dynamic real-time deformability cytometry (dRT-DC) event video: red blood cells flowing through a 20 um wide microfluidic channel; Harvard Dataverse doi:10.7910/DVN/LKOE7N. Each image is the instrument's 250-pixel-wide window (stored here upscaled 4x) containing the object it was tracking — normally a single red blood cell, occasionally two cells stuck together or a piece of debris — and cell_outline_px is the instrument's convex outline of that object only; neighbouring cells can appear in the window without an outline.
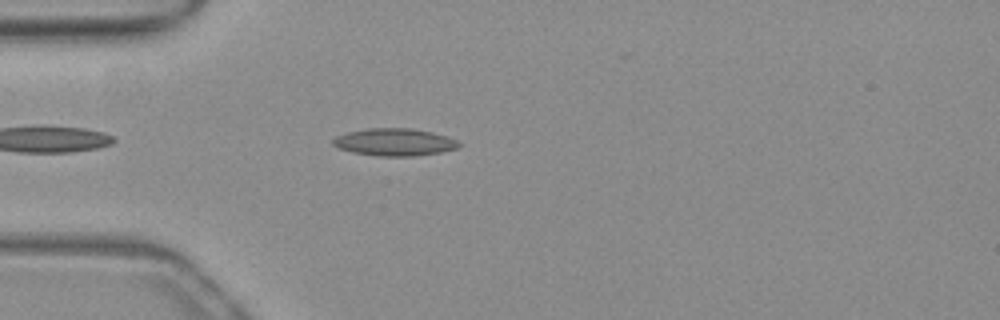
{"species": "common noctule bat (a hibernating species)", "species_latin": "Nyctalus noctula", "temperature_condition": "warm", "stored_images_in_passage": 35, "camera_frame_rate_fps": 3000, "um_per_image_px": 0.085, "animal": {"sex": "female", "body_mass_g": 19.3, "forearm_length_mm": 54.1}, "frame": {"image": 1, "passage_image": 4, "time_ms": 1.0, "image_size_px": [1000, 320], "cell_outline_px": [[460, 144], [456, 148], [440, 152], [416, 156], [380, 156], [352, 152], [336, 148], [332, 144], [332, 140], [336, 136], [348, 132], [368, 128], [408, 128], [432, 132], [456, 140]], "centroid_in_image_um": [33.47, 12.08], "position_along_channel_um": 51.5, "area_um2": 19.94}}
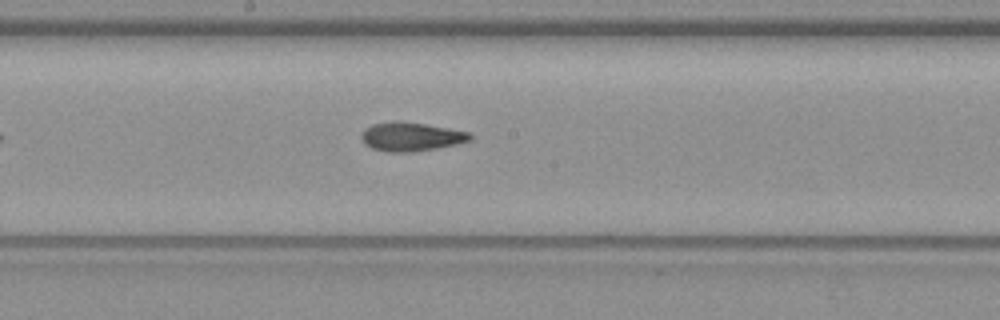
{"frame": {"image": 2, "passage_image": 17, "time_ms": 5.333, "image_size_px": [1000, 320], "cell_outline_px": [[472, 140], [460, 144], [412, 152], [388, 152], [372, 148], [364, 144], [360, 136], [372, 124], [424, 124], [448, 128], [468, 132], [472, 136]], "centroid_in_image_um": [35.01, 11.68], "position_along_channel_um": 213.2, "area_um2": 17.46}}
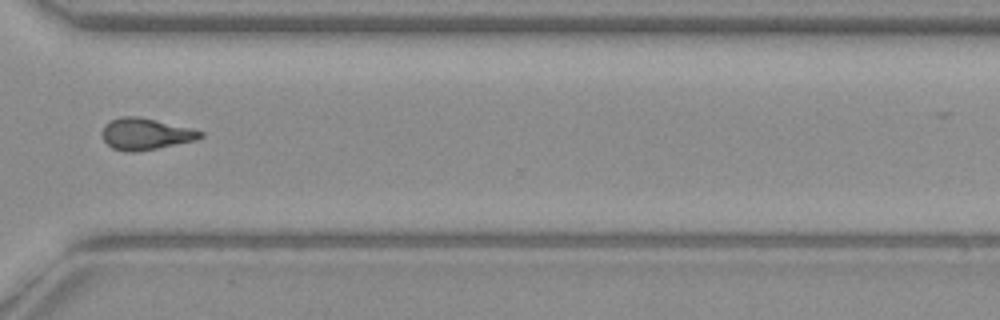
{"frame": {"image": 3, "passage_image": 28, "time_ms": 9.0, "image_size_px": [1000, 320], "cell_outline_px": [[204, 136], [196, 140], [136, 152], [124, 152], [112, 148], [104, 140], [104, 124], [120, 116], [140, 116], [204, 132]], "centroid_in_image_um": [12.37, 11.39], "position_along_channel_um": 358.2, "area_um2": 17.8}, "authors_computed_cell_mechanics": {"area_um2": 18.0336, "velocity_mm_per_s": 3.959, "shape_relaxation_time_tau1_ms": null, "shape_relaxation_time_tau2_ms": 2.9588, "deformation_change_tau1": null, "deformation_change_tau2": 0.1012}}